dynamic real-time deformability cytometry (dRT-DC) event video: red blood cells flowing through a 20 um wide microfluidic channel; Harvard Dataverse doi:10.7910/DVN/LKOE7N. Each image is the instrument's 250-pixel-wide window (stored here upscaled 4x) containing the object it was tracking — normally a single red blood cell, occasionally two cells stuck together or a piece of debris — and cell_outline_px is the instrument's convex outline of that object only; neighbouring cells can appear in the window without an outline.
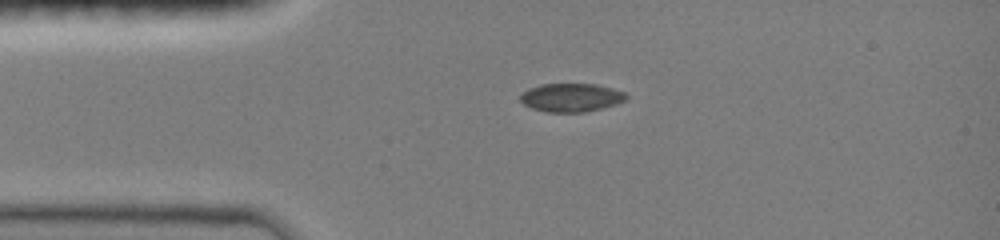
{"species": "common noctule bat (a hibernating species)", "species_latin": "Nyctalus noctula", "temperature_condition": "room temperature", "stored_images_in_passage": 28, "camera_frame_rate_fps": 3000, "um_per_image_px": 0.085, "animal": {"sex": "female", "body_mass_g": 19.0, "forearm_length_mm": 51.5}, "frame": {"image": 1, "passage_image": 1, "time_ms": 0.0, "image_size_px": [1000, 240], "cell_outline_px": [[628, 96], [624, 100], [616, 104], [584, 112], [548, 112], [532, 108], [524, 104], [520, 100], [520, 96], [528, 88], [540, 84], [596, 84], [612, 88], [624, 92]], "centroid_in_image_um": [48.53, 8.28], "position_along_channel_um": 36.5, "area_um2": 17.4}}
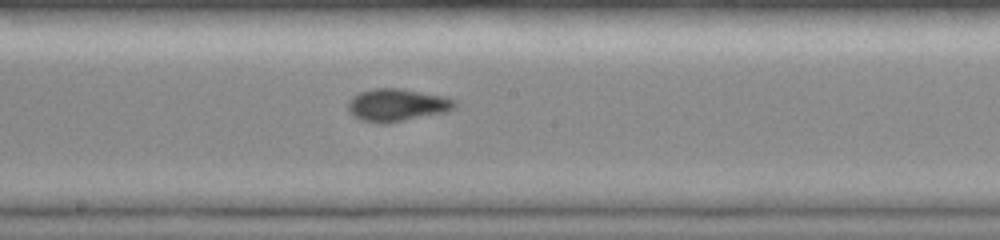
{"frame": {"image": 2, "passage_image": 16, "time_ms": 5.0, "image_size_px": [1000, 240], "cell_outline_px": [[456, 108], [444, 112], [388, 124], [380, 124], [360, 120], [352, 116], [348, 112], [348, 100], [352, 96], [360, 92], [372, 88], [400, 88], [444, 96], [456, 100]], "centroid_in_image_um": [33.7, 8.93], "position_along_channel_um": 214.5, "area_um2": 20.58}}
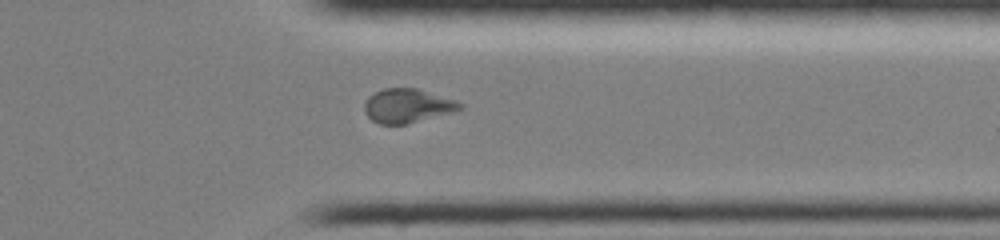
{"frame": {"image": 3, "passage_image": 28, "time_ms": 9.0, "image_size_px": [1000, 240], "cell_outline_px": [[464, 108], [452, 112], [408, 124], [380, 124], [372, 120], [364, 112], [364, 104], [368, 96], [384, 88], [416, 88], [456, 100], [464, 104]], "centroid_in_image_um": [34.64, 8.99], "position_along_channel_um": 376.8, "area_um2": 18.96}}